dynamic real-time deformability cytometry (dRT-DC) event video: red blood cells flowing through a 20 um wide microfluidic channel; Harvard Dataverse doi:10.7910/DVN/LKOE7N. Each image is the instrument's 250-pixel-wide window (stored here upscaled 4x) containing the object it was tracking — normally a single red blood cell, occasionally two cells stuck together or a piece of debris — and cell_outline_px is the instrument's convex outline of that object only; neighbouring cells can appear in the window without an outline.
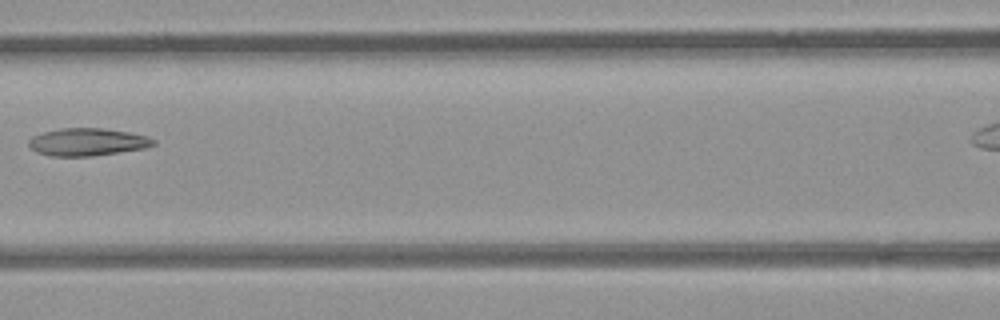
{"species": "common noctule bat (a hibernating species)", "species_latin": "Nyctalus noctula", "temperature_condition": "room temperature", "stored_images_in_passage": 7, "segment_of_instrument_passage": [1, 2], "camera_frame_rate_fps": 3000, "um_per_image_px": 0.085, "animal": {"sex": "female", "body_mass_g": 21.9}, "frame": {"image": 1, "passage_image": 6, "time_ms": 5.667, "image_size_px": [1000, 320], "cell_outline_px": [[156, 144], [144, 148], [92, 156], [52, 156], [36, 152], [28, 144], [28, 140], [32, 136], [44, 132], [60, 128], [104, 128], [128, 132], [148, 136], [156, 140]], "centroid_in_image_um": [7.43, 12.06], "position_along_channel_um": 159.2, "area_um2": 20.0}}